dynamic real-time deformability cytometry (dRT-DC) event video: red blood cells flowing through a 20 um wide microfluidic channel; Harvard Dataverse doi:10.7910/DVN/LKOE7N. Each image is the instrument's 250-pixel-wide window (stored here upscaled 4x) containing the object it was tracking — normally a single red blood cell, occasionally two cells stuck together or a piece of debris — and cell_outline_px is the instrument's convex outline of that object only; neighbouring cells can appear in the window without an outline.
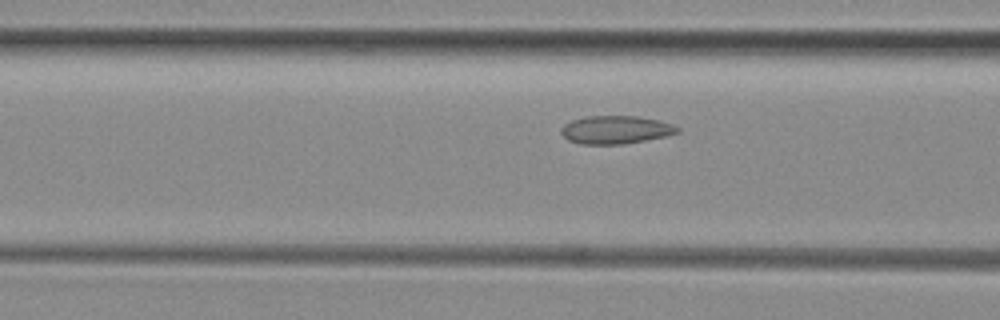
{"species": "common noctule bat (a hibernating species)", "species_latin": "Nyctalus noctula", "temperature_condition": "room temperature", "stored_images_in_passage": 7, "camera_frame_rate_fps": 3000, "um_per_image_px": 0.085, "animal": {"sex": "female", "body_mass_g": 29.2, "forearm_length_mm": 56.3}, "frame": {"image": 1, "passage_image": 5, "time_ms": 1.333, "image_size_px": [1000, 320], "cell_outline_px": [[680, 132], [668, 136], [624, 144], [580, 144], [568, 140], [560, 132], [560, 128], [564, 124], [572, 120], [588, 116], [636, 116], [656, 120], [672, 124], [680, 128]], "centroid_in_image_um": [52.33, 11.04], "position_along_channel_um": 114.3, "area_um2": 19.07}}